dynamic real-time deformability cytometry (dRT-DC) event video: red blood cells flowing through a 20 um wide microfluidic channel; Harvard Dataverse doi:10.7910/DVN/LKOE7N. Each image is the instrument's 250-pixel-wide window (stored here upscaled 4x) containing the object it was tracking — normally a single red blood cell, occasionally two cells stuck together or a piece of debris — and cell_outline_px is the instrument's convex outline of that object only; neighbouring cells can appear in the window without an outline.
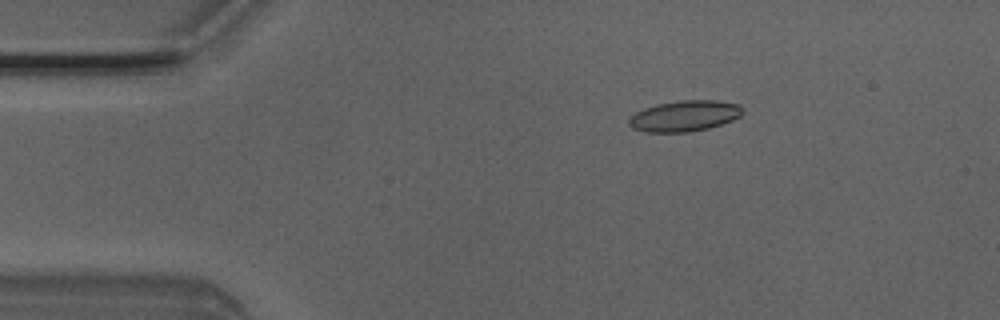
{"species": "Egyptian fruit bat (a non-hibernating species)", "species_latin": "Rousettus aegyptiacus", "temperature_condition": "room temperature", "stored_images_in_passage": 5, "camera_frame_rate_fps": 3000, "um_per_image_px": 0.085, "animal": {"sex": "male"}, "frame": {"image": 1, "passage_image": 3, "time_ms": 0.667, "image_size_px": [1000, 320], "cell_outline_px": [[744, 112], [740, 116], [732, 120], [708, 128], [688, 132], [644, 132], [632, 128], [628, 124], [628, 116], [644, 108], [656, 104], [680, 100], [716, 100], [740, 104], [744, 108]], "centroid_in_image_um": [58.17, 9.85], "position_along_channel_um": 26.8, "area_um2": 20.69}}